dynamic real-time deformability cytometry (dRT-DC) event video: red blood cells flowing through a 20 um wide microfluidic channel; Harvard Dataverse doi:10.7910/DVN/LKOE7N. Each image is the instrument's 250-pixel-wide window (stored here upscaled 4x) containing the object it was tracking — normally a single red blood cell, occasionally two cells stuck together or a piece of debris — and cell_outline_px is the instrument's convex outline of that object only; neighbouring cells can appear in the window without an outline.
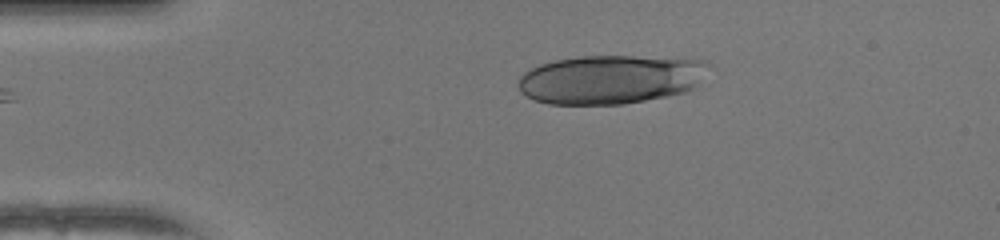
{"species": "human", "species_latin": "Homo sapiens", "temperature_condition": "warm", "stored_images_in_passage": 41, "camera_frame_rate_fps": 3000, "um_per_image_px": 0.085, "donor": {"sex": "female"}, "frame": {"image": 1, "passage_image": 1, "time_ms": 0.0, "image_size_px": [1000, 240], "cell_outline_px": [[716, 64], [688, 92], [624, 104], [548, 104], [536, 100], [520, 92], [516, 84], [520, 76], [524, 72], [540, 64], [556, 60], [580, 56], [632, 56], [708, 60]], "centroid_in_image_um": [51.94, 6.74], "position_along_channel_um": 33.1, "area_um2": 54.68}}